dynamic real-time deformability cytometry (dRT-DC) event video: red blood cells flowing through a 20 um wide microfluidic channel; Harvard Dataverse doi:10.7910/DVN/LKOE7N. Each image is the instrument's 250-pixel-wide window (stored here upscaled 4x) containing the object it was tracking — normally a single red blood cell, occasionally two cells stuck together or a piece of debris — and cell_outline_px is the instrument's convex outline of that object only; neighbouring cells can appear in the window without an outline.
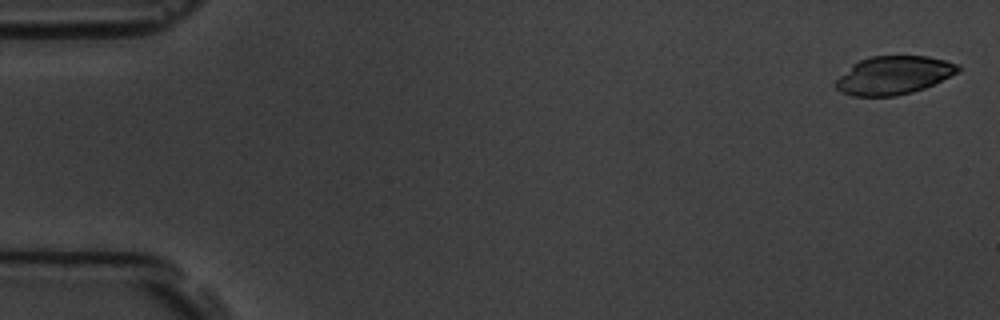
{"species": "common noctule bat (a hibernating species)", "species_latin": "Nyctalus noctula", "temperature_condition": "room temperature", "stored_images_in_passage": 5, "camera_frame_rate_fps": 3000, "um_per_image_px": 0.085, "animal": {"sex": "male", "body_mass_g": 19.5, "forearm_length_mm": 54.6}, "frame": {"image": 1, "passage_image": 1, "time_ms": 0.0, "image_size_px": [1000, 320], "cell_outline_px": [[960, 72], [924, 88], [912, 92], [896, 96], [852, 96], [840, 92], [836, 88], [836, 80], [852, 64], [860, 60], [872, 56], [928, 56], [960, 64]], "centroid_in_image_um": [75.98, 6.4], "position_along_channel_um": 9.0, "area_um2": 27.28}}